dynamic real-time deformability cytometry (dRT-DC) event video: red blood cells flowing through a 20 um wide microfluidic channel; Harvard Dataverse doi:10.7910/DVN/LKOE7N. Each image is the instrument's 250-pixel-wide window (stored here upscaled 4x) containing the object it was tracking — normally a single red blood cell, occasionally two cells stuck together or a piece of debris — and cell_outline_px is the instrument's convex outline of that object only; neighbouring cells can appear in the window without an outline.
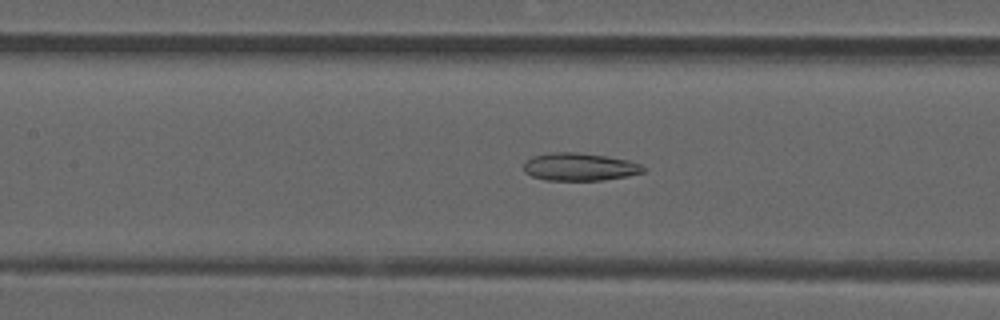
{"species": "common noctule bat (a hibernating species)", "species_latin": "Nyctalus noctula", "temperature_condition": "room temperature", "stored_images_in_passage": 53, "camera_frame_rate_fps": 3000, "um_per_image_px": 0.085, "animal": {"sex": "male", "forearm_length_mm": 52.5}, "frame": {"image": 1, "passage_image": 24, "time_ms": 7.667, "image_size_px": [1000, 320], "cell_outline_px": [[648, 168], [644, 172], [628, 176], [604, 180], [544, 180], [532, 176], [524, 172], [524, 160], [532, 156], [552, 152], [576, 152], [604, 156], [628, 160], [640, 164]], "centroid_in_image_um": [49.26, 14.18], "position_along_channel_um": 158.1, "area_um2": 19.48}}
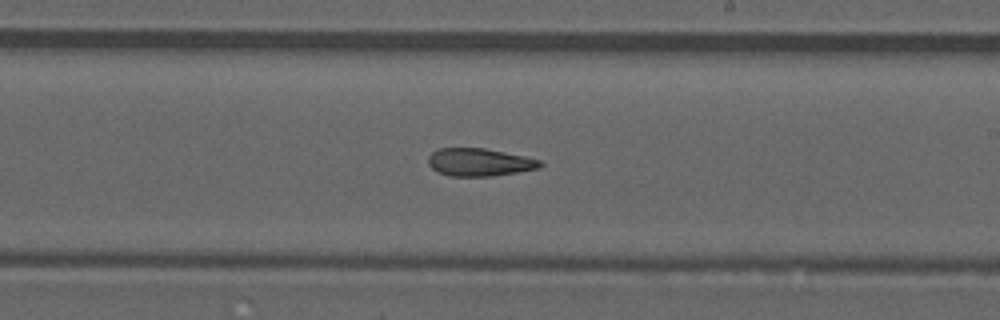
{"frame": {"image": 2, "passage_image": 31, "time_ms": 10.0, "image_size_px": [1000, 320], "cell_outline_px": [[544, 164], [540, 168], [492, 176], [448, 176], [436, 172], [428, 164], [428, 156], [432, 152], [440, 148], [484, 148], [524, 156], [540, 160]], "centroid_in_image_um": [40.72, 13.79], "position_along_channel_um": 248.3, "area_um2": 18.15}}
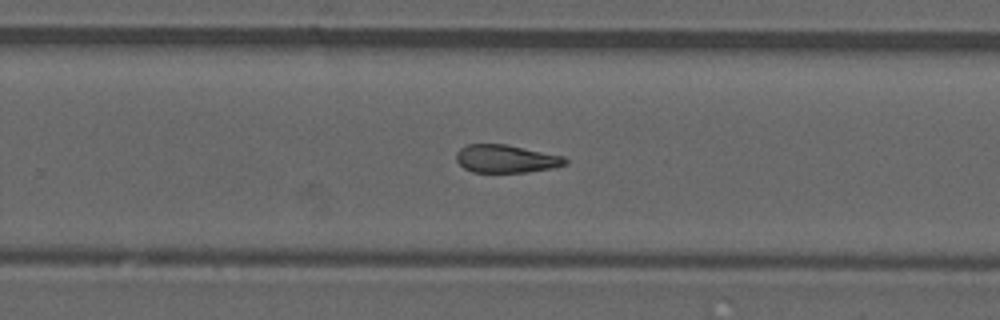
{"frame": {"image": 3, "passage_image": 34, "time_ms": 11.0, "image_size_px": [1000, 320], "cell_outline_px": [[568, 164], [552, 168], [524, 172], [472, 172], [464, 168], [456, 160], [456, 152], [460, 148], [468, 144], [504, 144], [564, 156], [568, 160]], "centroid_in_image_um": [43.01, 13.5], "position_along_channel_um": 286.8, "area_um2": 17.69}, "authors_computed_cell_mechanics": {"area_um2": 19.1896, "velocity_mm_per_s": 3.8862, "shape_relaxation_time_tau1_ms": null, "shape_relaxation_time_tau2_ms": 3.6415, "deformation_change_tau1": null, "deformation_change_tau2": 0.1282}}